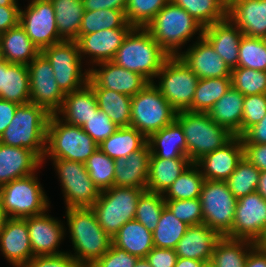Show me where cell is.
<instances>
[{
  "label": "cell",
  "instance_id": "cell-1",
  "mask_svg": "<svg viewBox=\"0 0 266 267\" xmlns=\"http://www.w3.org/2000/svg\"><path fill=\"white\" fill-rule=\"evenodd\" d=\"M67 224L72 244V255L83 267L92 266L112 245V237L98 223L91 207L67 208Z\"/></svg>",
  "mask_w": 266,
  "mask_h": 267
},
{
  "label": "cell",
  "instance_id": "cell-2",
  "mask_svg": "<svg viewBox=\"0 0 266 267\" xmlns=\"http://www.w3.org/2000/svg\"><path fill=\"white\" fill-rule=\"evenodd\" d=\"M169 55L145 28L134 27L118 48L112 62L154 82Z\"/></svg>",
  "mask_w": 266,
  "mask_h": 267
},
{
  "label": "cell",
  "instance_id": "cell-3",
  "mask_svg": "<svg viewBox=\"0 0 266 267\" xmlns=\"http://www.w3.org/2000/svg\"><path fill=\"white\" fill-rule=\"evenodd\" d=\"M50 115L44 107L33 103L19 105L13 120L0 137V143L27 148L44 161Z\"/></svg>",
  "mask_w": 266,
  "mask_h": 267
},
{
  "label": "cell",
  "instance_id": "cell-4",
  "mask_svg": "<svg viewBox=\"0 0 266 267\" xmlns=\"http://www.w3.org/2000/svg\"><path fill=\"white\" fill-rule=\"evenodd\" d=\"M203 26L186 10L169 1L156 16L146 25L145 29L169 56H179L180 46L199 31Z\"/></svg>",
  "mask_w": 266,
  "mask_h": 267
},
{
  "label": "cell",
  "instance_id": "cell-5",
  "mask_svg": "<svg viewBox=\"0 0 266 267\" xmlns=\"http://www.w3.org/2000/svg\"><path fill=\"white\" fill-rule=\"evenodd\" d=\"M176 121L183 129L191 163L222 148L235 136L224 126L215 123L207 112L177 111Z\"/></svg>",
  "mask_w": 266,
  "mask_h": 267
},
{
  "label": "cell",
  "instance_id": "cell-6",
  "mask_svg": "<svg viewBox=\"0 0 266 267\" xmlns=\"http://www.w3.org/2000/svg\"><path fill=\"white\" fill-rule=\"evenodd\" d=\"M63 122L57 114L50 115L45 157L85 163L99 146L80 126Z\"/></svg>",
  "mask_w": 266,
  "mask_h": 267
},
{
  "label": "cell",
  "instance_id": "cell-7",
  "mask_svg": "<svg viewBox=\"0 0 266 267\" xmlns=\"http://www.w3.org/2000/svg\"><path fill=\"white\" fill-rule=\"evenodd\" d=\"M177 111L161 94L154 82H149L131 99L130 126L147 139L176 120Z\"/></svg>",
  "mask_w": 266,
  "mask_h": 267
},
{
  "label": "cell",
  "instance_id": "cell-8",
  "mask_svg": "<svg viewBox=\"0 0 266 267\" xmlns=\"http://www.w3.org/2000/svg\"><path fill=\"white\" fill-rule=\"evenodd\" d=\"M145 190L112 186L101 191L91 208L102 229L113 237L126 222L134 220L138 199Z\"/></svg>",
  "mask_w": 266,
  "mask_h": 267
},
{
  "label": "cell",
  "instance_id": "cell-9",
  "mask_svg": "<svg viewBox=\"0 0 266 267\" xmlns=\"http://www.w3.org/2000/svg\"><path fill=\"white\" fill-rule=\"evenodd\" d=\"M37 180L32 174L0 187V200L9 218L24 219L48 210V198Z\"/></svg>",
  "mask_w": 266,
  "mask_h": 267
},
{
  "label": "cell",
  "instance_id": "cell-10",
  "mask_svg": "<svg viewBox=\"0 0 266 267\" xmlns=\"http://www.w3.org/2000/svg\"><path fill=\"white\" fill-rule=\"evenodd\" d=\"M161 94L176 111L187 110L193 102L199 78L179 56H169L157 74Z\"/></svg>",
  "mask_w": 266,
  "mask_h": 267
},
{
  "label": "cell",
  "instance_id": "cell-11",
  "mask_svg": "<svg viewBox=\"0 0 266 267\" xmlns=\"http://www.w3.org/2000/svg\"><path fill=\"white\" fill-rule=\"evenodd\" d=\"M41 53L51 63L58 87L64 94L74 92L88 83L89 70L82 73L77 41H62L44 48Z\"/></svg>",
  "mask_w": 266,
  "mask_h": 267
},
{
  "label": "cell",
  "instance_id": "cell-12",
  "mask_svg": "<svg viewBox=\"0 0 266 267\" xmlns=\"http://www.w3.org/2000/svg\"><path fill=\"white\" fill-rule=\"evenodd\" d=\"M199 199L203 223L224 237L232 228L237 203L226 181L205 180Z\"/></svg>",
  "mask_w": 266,
  "mask_h": 267
},
{
  "label": "cell",
  "instance_id": "cell-13",
  "mask_svg": "<svg viewBox=\"0 0 266 267\" xmlns=\"http://www.w3.org/2000/svg\"><path fill=\"white\" fill-rule=\"evenodd\" d=\"M62 185L67 208L91 207L101 191L94 185L85 163L65 159H53Z\"/></svg>",
  "mask_w": 266,
  "mask_h": 267
},
{
  "label": "cell",
  "instance_id": "cell-14",
  "mask_svg": "<svg viewBox=\"0 0 266 267\" xmlns=\"http://www.w3.org/2000/svg\"><path fill=\"white\" fill-rule=\"evenodd\" d=\"M260 244L266 237V200L257 192L237 199L231 230L224 236Z\"/></svg>",
  "mask_w": 266,
  "mask_h": 267
},
{
  "label": "cell",
  "instance_id": "cell-15",
  "mask_svg": "<svg viewBox=\"0 0 266 267\" xmlns=\"http://www.w3.org/2000/svg\"><path fill=\"white\" fill-rule=\"evenodd\" d=\"M26 9H20L19 24L40 51L64 41L59 36L50 0H31Z\"/></svg>",
  "mask_w": 266,
  "mask_h": 267
},
{
  "label": "cell",
  "instance_id": "cell-16",
  "mask_svg": "<svg viewBox=\"0 0 266 267\" xmlns=\"http://www.w3.org/2000/svg\"><path fill=\"white\" fill-rule=\"evenodd\" d=\"M30 103L55 114L62 106L65 94L58 87L51 63L40 53L28 65Z\"/></svg>",
  "mask_w": 266,
  "mask_h": 267
},
{
  "label": "cell",
  "instance_id": "cell-17",
  "mask_svg": "<svg viewBox=\"0 0 266 267\" xmlns=\"http://www.w3.org/2000/svg\"><path fill=\"white\" fill-rule=\"evenodd\" d=\"M97 65L101 67L99 70L89 69L88 84L92 88H106L132 97L149 83L144 76L120 67L112 61Z\"/></svg>",
  "mask_w": 266,
  "mask_h": 267
},
{
  "label": "cell",
  "instance_id": "cell-18",
  "mask_svg": "<svg viewBox=\"0 0 266 267\" xmlns=\"http://www.w3.org/2000/svg\"><path fill=\"white\" fill-rule=\"evenodd\" d=\"M243 157L242 139L234 136L222 148L203 156L195 164L203 169L200 171L205 180L226 181Z\"/></svg>",
  "mask_w": 266,
  "mask_h": 267
},
{
  "label": "cell",
  "instance_id": "cell-19",
  "mask_svg": "<svg viewBox=\"0 0 266 267\" xmlns=\"http://www.w3.org/2000/svg\"><path fill=\"white\" fill-rule=\"evenodd\" d=\"M198 42L179 57L190 67L199 79L231 77V68L214 50L211 44L199 34Z\"/></svg>",
  "mask_w": 266,
  "mask_h": 267
},
{
  "label": "cell",
  "instance_id": "cell-20",
  "mask_svg": "<svg viewBox=\"0 0 266 267\" xmlns=\"http://www.w3.org/2000/svg\"><path fill=\"white\" fill-rule=\"evenodd\" d=\"M133 28L131 24L127 23L123 28L105 29L79 35L76 41L81 57L84 54L91 55L92 62L96 64L112 61L118 48Z\"/></svg>",
  "mask_w": 266,
  "mask_h": 267
},
{
  "label": "cell",
  "instance_id": "cell-21",
  "mask_svg": "<svg viewBox=\"0 0 266 267\" xmlns=\"http://www.w3.org/2000/svg\"><path fill=\"white\" fill-rule=\"evenodd\" d=\"M27 222L33 256L59 255L57 251L64 237L63 225L45 212L24 218Z\"/></svg>",
  "mask_w": 266,
  "mask_h": 267
},
{
  "label": "cell",
  "instance_id": "cell-22",
  "mask_svg": "<svg viewBox=\"0 0 266 267\" xmlns=\"http://www.w3.org/2000/svg\"><path fill=\"white\" fill-rule=\"evenodd\" d=\"M0 250L14 267H24L33 257L27 222L21 218H9L0 232Z\"/></svg>",
  "mask_w": 266,
  "mask_h": 267
},
{
  "label": "cell",
  "instance_id": "cell-23",
  "mask_svg": "<svg viewBox=\"0 0 266 267\" xmlns=\"http://www.w3.org/2000/svg\"><path fill=\"white\" fill-rule=\"evenodd\" d=\"M227 18L243 35L266 36V0H236L227 7Z\"/></svg>",
  "mask_w": 266,
  "mask_h": 267
},
{
  "label": "cell",
  "instance_id": "cell-24",
  "mask_svg": "<svg viewBox=\"0 0 266 267\" xmlns=\"http://www.w3.org/2000/svg\"><path fill=\"white\" fill-rule=\"evenodd\" d=\"M222 236L206 224L192 225L178 241L175 252L179 258H190L210 262L216 243Z\"/></svg>",
  "mask_w": 266,
  "mask_h": 267
},
{
  "label": "cell",
  "instance_id": "cell-25",
  "mask_svg": "<svg viewBox=\"0 0 266 267\" xmlns=\"http://www.w3.org/2000/svg\"><path fill=\"white\" fill-rule=\"evenodd\" d=\"M202 36L231 69L238 67L243 33L228 18L204 27Z\"/></svg>",
  "mask_w": 266,
  "mask_h": 267
},
{
  "label": "cell",
  "instance_id": "cell-26",
  "mask_svg": "<svg viewBox=\"0 0 266 267\" xmlns=\"http://www.w3.org/2000/svg\"><path fill=\"white\" fill-rule=\"evenodd\" d=\"M43 161L31 150L0 143V187L35 174Z\"/></svg>",
  "mask_w": 266,
  "mask_h": 267
},
{
  "label": "cell",
  "instance_id": "cell-27",
  "mask_svg": "<svg viewBox=\"0 0 266 267\" xmlns=\"http://www.w3.org/2000/svg\"><path fill=\"white\" fill-rule=\"evenodd\" d=\"M150 155L147 143L126 158L115 159L114 186L146 189Z\"/></svg>",
  "mask_w": 266,
  "mask_h": 267
},
{
  "label": "cell",
  "instance_id": "cell-28",
  "mask_svg": "<svg viewBox=\"0 0 266 267\" xmlns=\"http://www.w3.org/2000/svg\"><path fill=\"white\" fill-rule=\"evenodd\" d=\"M0 98L19 105L30 103L27 65L7 61L0 63Z\"/></svg>",
  "mask_w": 266,
  "mask_h": 267
},
{
  "label": "cell",
  "instance_id": "cell-29",
  "mask_svg": "<svg viewBox=\"0 0 266 267\" xmlns=\"http://www.w3.org/2000/svg\"><path fill=\"white\" fill-rule=\"evenodd\" d=\"M97 98L87 83L74 92L65 94L61 108L55 114H62L68 124L82 127L98 110Z\"/></svg>",
  "mask_w": 266,
  "mask_h": 267
},
{
  "label": "cell",
  "instance_id": "cell-30",
  "mask_svg": "<svg viewBox=\"0 0 266 267\" xmlns=\"http://www.w3.org/2000/svg\"><path fill=\"white\" fill-rule=\"evenodd\" d=\"M190 164L189 158L166 160L150 155L146 190L164 195Z\"/></svg>",
  "mask_w": 266,
  "mask_h": 267
},
{
  "label": "cell",
  "instance_id": "cell-31",
  "mask_svg": "<svg viewBox=\"0 0 266 267\" xmlns=\"http://www.w3.org/2000/svg\"><path fill=\"white\" fill-rule=\"evenodd\" d=\"M243 101L244 95L231 86L207 114L215 123L224 126L233 135L241 137Z\"/></svg>",
  "mask_w": 266,
  "mask_h": 267
},
{
  "label": "cell",
  "instance_id": "cell-32",
  "mask_svg": "<svg viewBox=\"0 0 266 267\" xmlns=\"http://www.w3.org/2000/svg\"><path fill=\"white\" fill-rule=\"evenodd\" d=\"M147 141L151 149V155L158 158L166 160L188 158L185 135L181 125L176 120L153 133Z\"/></svg>",
  "mask_w": 266,
  "mask_h": 267
},
{
  "label": "cell",
  "instance_id": "cell-33",
  "mask_svg": "<svg viewBox=\"0 0 266 267\" xmlns=\"http://www.w3.org/2000/svg\"><path fill=\"white\" fill-rule=\"evenodd\" d=\"M0 42L9 63L28 65L41 53L20 24L1 33Z\"/></svg>",
  "mask_w": 266,
  "mask_h": 267
},
{
  "label": "cell",
  "instance_id": "cell-34",
  "mask_svg": "<svg viewBox=\"0 0 266 267\" xmlns=\"http://www.w3.org/2000/svg\"><path fill=\"white\" fill-rule=\"evenodd\" d=\"M112 244L138 258H145L154 248L152 231L135 219L119 229L112 237Z\"/></svg>",
  "mask_w": 266,
  "mask_h": 267
},
{
  "label": "cell",
  "instance_id": "cell-35",
  "mask_svg": "<svg viewBox=\"0 0 266 267\" xmlns=\"http://www.w3.org/2000/svg\"><path fill=\"white\" fill-rule=\"evenodd\" d=\"M147 143V138L135 128L119 127L99 145V149L115 160L126 158L131 153L141 150Z\"/></svg>",
  "mask_w": 266,
  "mask_h": 267
},
{
  "label": "cell",
  "instance_id": "cell-36",
  "mask_svg": "<svg viewBox=\"0 0 266 267\" xmlns=\"http://www.w3.org/2000/svg\"><path fill=\"white\" fill-rule=\"evenodd\" d=\"M59 36L66 41H76L79 36L85 9L82 0H50Z\"/></svg>",
  "mask_w": 266,
  "mask_h": 267
},
{
  "label": "cell",
  "instance_id": "cell-37",
  "mask_svg": "<svg viewBox=\"0 0 266 267\" xmlns=\"http://www.w3.org/2000/svg\"><path fill=\"white\" fill-rule=\"evenodd\" d=\"M98 108L118 127H128L131 123L132 97L106 88H92Z\"/></svg>",
  "mask_w": 266,
  "mask_h": 267
},
{
  "label": "cell",
  "instance_id": "cell-38",
  "mask_svg": "<svg viewBox=\"0 0 266 267\" xmlns=\"http://www.w3.org/2000/svg\"><path fill=\"white\" fill-rule=\"evenodd\" d=\"M255 245L248 240L222 237L214 247L211 263L215 267H244L247 255Z\"/></svg>",
  "mask_w": 266,
  "mask_h": 267
},
{
  "label": "cell",
  "instance_id": "cell-39",
  "mask_svg": "<svg viewBox=\"0 0 266 267\" xmlns=\"http://www.w3.org/2000/svg\"><path fill=\"white\" fill-rule=\"evenodd\" d=\"M231 86V77L199 79L192 105L187 110L208 112Z\"/></svg>",
  "mask_w": 266,
  "mask_h": 267
},
{
  "label": "cell",
  "instance_id": "cell-40",
  "mask_svg": "<svg viewBox=\"0 0 266 267\" xmlns=\"http://www.w3.org/2000/svg\"><path fill=\"white\" fill-rule=\"evenodd\" d=\"M188 227L189 225L177 219L165 206L156 228L152 231L154 247L175 249Z\"/></svg>",
  "mask_w": 266,
  "mask_h": 267
},
{
  "label": "cell",
  "instance_id": "cell-41",
  "mask_svg": "<svg viewBox=\"0 0 266 267\" xmlns=\"http://www.w3.org/2000/svg\"><path fill=\"white\" fill-rule=\"evenodd\" d=\"M186 10L203 27L227 18V7L220 0H170Z\"/></svg>",
  "mask_w": 266,
  "mask_h": 267
},
{
  "label": "cell",
  "instance_id": "cell-42",
  "mask_svg": "<svg viewBox=\"0 0 266 267\" xmlns=\"http://www.w3.org/2000/svg\"><path fill=\"white\" fill-rule=\"evenodd\" d=\"M201 168L195 163L190 166L177 178L175 182L163 195L165 200H182L199 198L205 178L202 176Z\"/></svg>",
  "mask_w": 266,
  "mask_h": 267
},
{
  "label": "cell",
  "instance_id": "cell-43",
  "mask_svg": "<svg viewBox=\"0 0 266 267\" xmlns=\"http://www.w3.org/2000/svg\"><path fill=\"white\" fill-rule=\"evenodd\" d=\"M125 12L118 9L85 10L79 35L91 34L105 29L123 28L127 24Z\"/></svg>",
  "mask_w": 266,
  "mask_h": 267
},
{
  "label": "cell",
  "instance_id": "cell-44",
  "mask_svg": "<svg viewBox=\"0 0 266 267\" xmlns=\"http://www.w3.org/2000/svg\"><path fill=\"white\" fill-rule=\"evenodd\" d=\"M260 173V170L243 157L226 183L232 194L239 199L257 190Z\"/></svg>",
  "mask_w": 266,
  "mask_h": 267
},
{
  "label": "cell",
  "instance_id": "cell-45",
  "mask_svg": "<svg viewBox=\"0 0 266 267\" xmlns=\"http://www.w3.org/2000/svg\"><path fill=\"white\" fill-rule=\"evenodd\" d=\"M85 166L89 177L100 191L114 186L115 160L99 148L87 159Z\"/></svg>",
  "mask_w": 266,
  "mask_h": 267
},
{
  "label": "cell",
  "instance_id": "cell-46",
  "mask_svg": "<svg viewBox=\"0 0 266 267\" xmlns=\"http://www.w3.org/2000/svg\"><path fill=\"white\" fill-rule=\"evenodd\" d=\"M165 207L163 194L145 190L139 197L135 212V220L153 231L159 222Z\"/></svg>",
  "mask_w": 266,
  "mask_h": 267
},
{
  "label": "cell",
  "instance_id": "cell-47",
  "mask_svg": "<svg viewBox=\"0 0 266 267\" xmlns=\"http://www.w3.org/2000/svg\"><path fill=\"white\" fill-rule=\"evenodd\" d=\"M238 67L266 72V42L243 35L239 44Z\"/></svg>",
  "mask_w": 266,
  "mask_h": 267
},
{
  "label": "cell",
  "instance_id": "cell-48",
  "mask_svg": "<svg viewBox=\"0 0 266 267\" xmlns=\"http://www.w3.org/2000/svg\"><path fill=\"white\" fill-rule=\"evenodd\" d=\"M231 84L244 96L266 94V72L245 67L233 68Z\"/></svg>",
  "mask_w": 266,
  "mask_h": 267
},
{
  "label": "cell",
  "instance_id": "cell-49",
  "mask_svg": "<svg viewBox=\"0 0 266 267\" xmlns=\"http://www.w3.org/2000/svg\"><path fill=\"white\" fill-rule=\"evenodd\" d=\"M170 0H128L125 10L126 20L133 27L146 25Z\"/></svg>",
  "mask_w": 266,
  "mask_h": 267
},
{
  "label": "cell",
  "instance_id": "cell-50",
  "mask_svg": "<svg viewBox=\"0 0 266 267\" xmlns=\"http://www.w3.org/2000/svg\"><path fill=\"white\" fill-rule=\"evenodd\" d=\"M165 206L177 219L189 226L203 223L202 206L199 198L165 200Z\"/></svg>",
  "mask_w": 266,
  "mask_h": 267
},
{
  "label": "cell",
  "instance_id": "cell-51",
  "mask_svg": "<svg viewBox=\"0 0 266 267\" xmlns=\"http://www.w3.org/2000/svg\"><path fill=\"white\" fill-rule=\"evenodd\" d=\"M99 146L119 127L100 109L81 127Z\"/></svg>",
  "mask_w": 266,
  "mask_h": 267
},
{
  "label": "cell",
  "instance_id": "cell-52",
  "mask_svg": "<svg viewBox=\"0 0 266 267\" xmlns=\"http://www.w3.org/2000/svg\"><path fill=\"white\" fill-rule=\"evenodd\" d=\"M266 115V94L244 96L242 135Z\"/></svg>",
  "mask_w": 266,
  "mask_h": 267
},
{
  "label": "cell",
  "instance_id": "cell-53",
  "mask_svg": "<svg viewBox=\"0 0 266 267\" xmlns=\"http://www.w3.org/2000/svg\"><path fill=\"white\" fill-rule=\"evenodd\" d=\"M138 257L113 244L109 250L90 267H134Z\"/></svg>",
  "mask_w": 266,
  "mask_h": 267
},
{
  "label": "cell",
  "instance_id": "cell-54",
  "mask_svg": "<svg viewBox=\"0 0 266 267\" xmlns=\"http://www.w3.org/2000/svg\"><path fill=\"white\" fill-rule=\"evenodd\" d=\"M24 267H83L70 253L33 256Z\"/></svg>",
  "mask_w": 266,
  "mask_h": 267
},
{
  "label": "cell",
  "instance_id": "cell-55",
  "mask_svg": "<svg viewBox=\"0 0 266 267\" xmlns=\"http://www.w3.org/2000/svg\"><path fill=\"white\" fill-rule=\"evenodd\" d=\"M145 258L154 267H175L178 256L174 249L154 247Z\"/></svg>",
  "mask_w": 266,
  "mask_h": 267
},
{
  "label": "cell",
  "instance_id": "cell-56",
  "mask_svg": "<svg viewBox=\"0 0 266 267\" xmlns=\"http://www.w3.org/2000/svg\"><path fill=\"white\" fill-rule=\"evenodd\" d=\"M244 158L258 170L266 171V144H243Z\"/></svg>",
  "mask_w": 266,
  "mask_h": 267
},
{
  "label": "cell",
  "instance_id": "cell-57",
  "mask_svg": "<svg viewBox=\"0 0 266 267\" xmlns=\"http://www.w3.org/2000/svg\"><path fill=\"white\" fill-rule=\"evenodd\" d=\"M20 8L19 6H1L0 5V34L6 32L19 24Z\"/></svg>",
  "mask_w": 266,
  "mask_h": 267
},
{
  "label": "cell",
  "instance_id": "cell-58",
  "mask_svg": "<svg viewBox=\"0 0 266 267\" xmlns=\"http://www.w3.org/2000/svg\"><path fill=\"white\" fill-rule=\"evenodd\" d=\"M242 144H266V115L250 127L242 136Z\"/></svg>",
  "mask_w": 266,
  "mask_h": 267
},
{
  "label": "cell",
  "instance_id": "cell-59",
  "mask_svg": "<svg viewBox=\"0 0 266 267\" xmlns=\"http://www.w3.org/2000/svg\"><path fill=\"white\" fill-rule=\"evenodd\" d=\"M85 10L118 9L125 12L128 0H82Z\"/></svg>",
  "mask_w": 266,
  "mask_h": 267
},
{
  "label": "cell",
  "instance_id": "cell-60",
  "mask_svg": "<svg viewBox=\"0 0 266 267\" xmlns=\"http://www.w3.org/2000/svg\"><path fill=\"white\" fill-rule=\"evenodd\" d=\"M19 104L0 98V137L13 120Z\"/></svg>",
  "mask_w": 266,
  "mask_h": 267
},
{
  "label": "cell",
  "instance_id": "cell-61",
  "mask_svg": "<svg viewBox=\"0 0 266 267\" xmlns=\"http://www.w3.org/2000/svg\"><path fill=\"white\" fill-rule=\"evenodd\" d=\"M244 267H266V249L261 244L249 251Z\"/></svg>",
  "mask_w": 266,
  "mask_h": 267
},
{
  "label": "cell",
  "instance_id": "cell-62",
  "mask_svg": "<svg viewBox=\"0 0 266 267\" xmlns=\"http://www.w3.org/2000/svg\"><path fill=\"white\" fill-rule=\"evenodd\" d=\"M204 263L200 260L178 257L175 267H202Z\"/></svg>",
  "mask_w": 266,
  "mask_h": 267
},
{
  "label": "cell",
  "instance_id": "cell-63",
  "mask_svg": "<svg viewBox=\"0 0 266 267\" xmlns=\"http://www.w3.org/2000/svg\"><path fill=\"white\" fill-rule=\"evenodd\" d=\"M256 191L266 200V171H261Z\"/></svg>",
  "mask_w": 266,
  "mask_h": 267
},
{
  "label": "cell",
  "instance_id": "cell-64",
  "mask_svg": "<svg viewBox=\"0 0 266 267\" xmlns=\"http://www.w3.org/2000/svg\"><path fill=\"white\" fill-rule=\"evenodd\" d=\"M8 219H9V216L7 215L6 211L4 210V207L2 206V203L0 200V232L4 229Z\"/></svg>",
  "mask_w": 266,
  "mask_h": 267
},
{
  "label": "cell",
  "instance_id": "cell-65",
  "mask_svg": "<svg viewBox=\"0 0 266 267\" xmlns=\"http://www.w3.org/2000/svg\"><path fill=\"white\" fill-rule=\"evenodd\" d=\"M134 267H154V266H151L146 260V258H138Z\"/></svg>",
  "mask_w": 266,
  "mask_h": 267
},
{
  "label": "cell",
  "instance_id": "cell-66",
  "mask_svg": "<svg viewBox=\"0 0 266 267\" xmlns=\"http://www.w3.org/2000/svg\"><path fill=\"white\" fill-rule=\"evenodd\" d=\"M18 0H0L1 6H18Z\"/></svg>",
  "mask_w": 266,
  "mask_h": 267
},
{
  "label": "cell",
  "instance_id": "cell-67",
  "mask_svg": "<svg viewBox=\"0 0 266 267\" xmlns=\"http://www.w3.org/2000/svg\"><path fill=\"white\" fill-rule=\"evenodd\" d=\"M4 61H5V58H4V55H3L2 45H1V42H0V63H2Z\"/></svg>",
  "mask_w": 266,
  "mask_h": 267
},
{
  "label": "cell",
  "instance_id": "cell-68",
  "mask_svg": "<svg viewBox=\"0 0 266 267\" xmlns=\"http://www.w3.org/2000/svg\"><path fill=\"white\" fill-rule=\"evenodd\" d=\"M226 7H228L232 2L236 0H220Z\"/></svg>",
  "mask_w": 266,
  "mask_h": 267
},
{
  "label": "cell",
  "instance_id": "cell-69",
  "mask_svg": "<svg viewBox=\"0 0 266 267\" xmlns=\"http://www.w3.org/2000/svg\"><path fill=\"white\" fill-rule=\"evenodd\" d=\"M202 267H215V266L210 261V262L204 263Z\"/></svg>",
  "mask_w": 266,
  "mask_h": 267
},
{
  "label": "cell",
  "instance_id": "cell-70",
  "mask_svg": "<svg viewBox=\"0 0 266 267\" xmlns=\"http://www.w3.org/2000/svg\"><path fill=\"white\" fill-rule=\"evenodd\" d=\"M260 244L266 249V237L264 238V240Z\"/></svg>",
  "mask_w": 266,
  "mask_h": 267
}]
</instances>
